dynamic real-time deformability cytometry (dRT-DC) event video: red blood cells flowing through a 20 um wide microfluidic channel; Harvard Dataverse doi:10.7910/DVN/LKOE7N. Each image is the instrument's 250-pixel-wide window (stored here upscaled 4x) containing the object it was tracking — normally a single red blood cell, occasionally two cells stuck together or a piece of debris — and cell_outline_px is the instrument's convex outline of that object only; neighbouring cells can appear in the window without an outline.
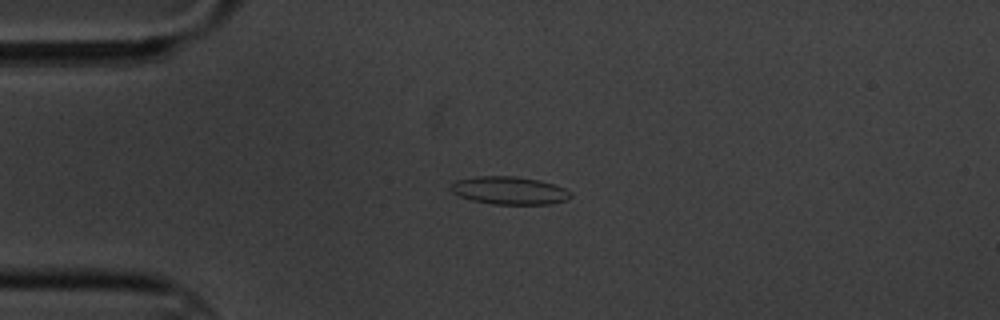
{"species": "common noctule bat (a hibernating species)", "species_latin": "Nyctalus noctula", "temperature_condition": "cold", "stored_images_in_passage": 4, "camera_frame_rate_fps": 3000, "um_per_image_px": 0.085, "animal": {"sex": "male", "body_mass_g": 20.1, "forearm_length_mm": 53.5}, "frame": {"image": 1, "passage_image": 4, "time_ms": 3.667, "image_size_px": [1000, 320], "cell_outline_px": [[572, 196], [568, 200], [548, 204], [492, 204], [472, 200], [460, 196], [452, 192], [448, 188], [456, 180], [476, 176], [512, 176], [540, 180], [564, 188], [572, 192]], "centroid_in_image_um": [43.29, 16.19], "position_along_channel_um": 41.7, "area_um2": 19.48}}